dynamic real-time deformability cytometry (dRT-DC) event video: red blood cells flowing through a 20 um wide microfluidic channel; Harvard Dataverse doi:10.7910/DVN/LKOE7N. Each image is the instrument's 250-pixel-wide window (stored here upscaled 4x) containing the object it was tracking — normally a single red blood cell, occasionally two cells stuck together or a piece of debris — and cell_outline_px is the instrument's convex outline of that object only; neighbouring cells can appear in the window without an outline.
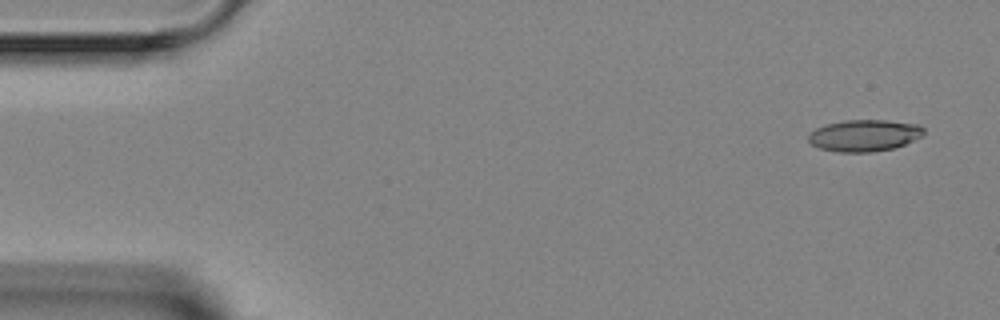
{"species": "Egyptian fruit bat (a non-hibernating species)", "species_latin": "Rousettus aegyptiacus", "temperature_condition": "room temperature", "stored_images_in_passage": 4, "camera_frame_rate_fps": 3000, "um_per_image_px": 0.085, "animal": {"sex": "female"}, "frame": {"image": 1, "passage_image": 1, "time_ms": 0.0, "image_size_px": [1000, 320], "cell_outline_px": [[924, 136], [904, 144], [892, 148], [872, 152], [840, 152], [820, 148], [812, 144], [808, 140], [808, 136], [816, 128], [828, 124], [844, 120], [888, 120], [920, 124], [924, 128]], "centroid_in_image_um": [73.51, 11.5], "position_along_channel_um": 11.5, "area_um2": 21.27}}
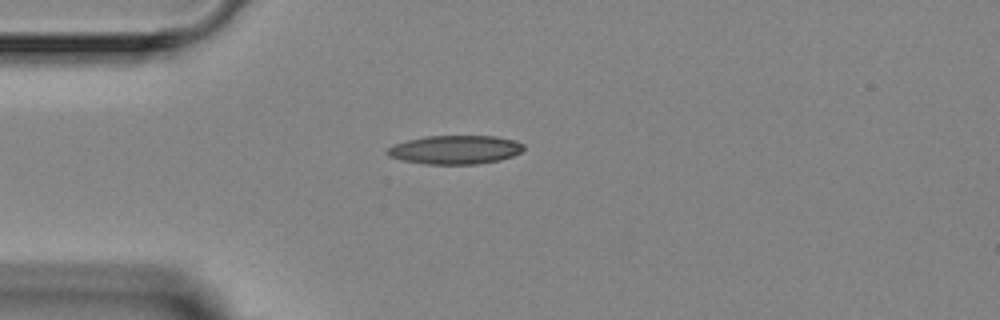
{"frame": {"image": 2, "passage_image": 4, "time_ms": 3.333, "image_size_px": [1000, 320], "cell_outline_px": [[524, 148], [520, 152], [512, 156], [500, 160], [476, 164], [424, 164], [400, 160], [388, 156], [384, 152], [388, 148], [396, 144], [408, 140], [424, 136], [496, 136], [516, 140], [524, 144]], "centroid_in_image_um": [38.68, 12.73], "position_along_channel_um": 46.3, "area_um2": 22.95}}